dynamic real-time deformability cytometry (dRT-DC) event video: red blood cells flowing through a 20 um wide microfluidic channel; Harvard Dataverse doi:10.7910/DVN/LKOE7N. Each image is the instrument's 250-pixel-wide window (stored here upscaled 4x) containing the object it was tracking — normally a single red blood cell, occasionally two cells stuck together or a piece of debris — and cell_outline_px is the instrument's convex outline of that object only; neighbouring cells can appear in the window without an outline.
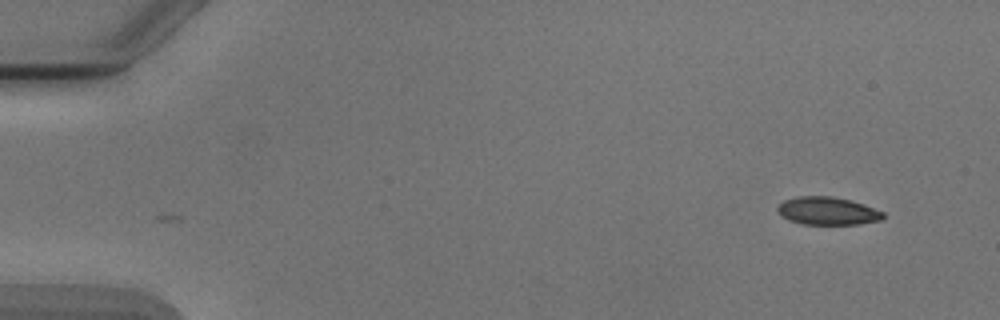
{"species": "Egyptian fruit bat (a non-hibernating species)", "species_latin": "Rousettus aegyptiacus", "temperature_condition": "cold", "stored_images_in_passage": 5, "camera_frame_rate_fps": 3000, "um_per_image_px": 0.085, "animal": {"sex": "male"}, "frame": {"image": 1, "passage_image": 5, "time_ms": 4.667, "image_size_px": [1000, 320], "cell_outline_px": [[884, 216], [880, 220], [860, 224], [804, 224], [788, 220], [780, 216], [776, 208], [784, 200], [800, 196], [832, 196], [852, 200], [864, 204], [884, 212]], "centroid_in_image_um": [70.33, 17.93], "position_along_channel_um": 14.7, "area_um2": 17.22}}